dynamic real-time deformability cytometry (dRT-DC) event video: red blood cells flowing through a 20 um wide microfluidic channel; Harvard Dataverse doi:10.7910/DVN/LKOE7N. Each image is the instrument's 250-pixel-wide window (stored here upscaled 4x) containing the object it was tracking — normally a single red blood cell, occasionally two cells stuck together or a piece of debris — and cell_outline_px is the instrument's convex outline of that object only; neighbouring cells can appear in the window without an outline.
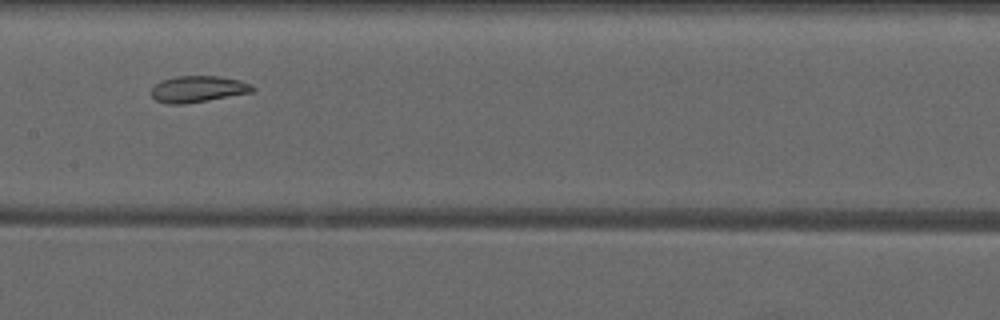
{"species": "common noctule bat (a hibernating species)", "species_latin": "Nyctalus noctula", "temperature_condition": "warm", "stored_images_in_passage": 7, "camera_frame_rate_fps": 3000, "um_per_image_px": 0.085, "animal": {"sex": "male", "forearm_length_mm": 52.5}, "frame": {"image": 1, "passage_image": 7, "time_ms": 8.333, "image_size_px": [1000, 320], "cell_outline_px": [[256, 88], [252, 92], [208, 100], [184, 104], [168, 104], [156, 100], [152, 96], [152, 88], [160, 80], [176, 76], [216, 76], [240, 80], [252, 84]], "centroid_in_image_um": [16.83, 7.56], "position_along_channel_um": 190.6, "area_um2": 15.55}}